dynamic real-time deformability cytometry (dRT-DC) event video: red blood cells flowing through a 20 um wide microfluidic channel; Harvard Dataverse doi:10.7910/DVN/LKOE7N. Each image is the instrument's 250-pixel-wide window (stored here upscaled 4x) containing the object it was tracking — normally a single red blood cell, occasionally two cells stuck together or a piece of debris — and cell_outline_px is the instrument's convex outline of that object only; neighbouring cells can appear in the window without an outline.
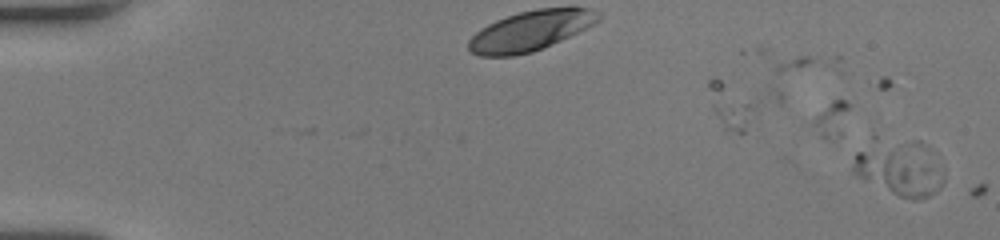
{"species": "human", "species_latin": "Homo sapiens", "temperature_condition": "room temperature", "stored_images_in_passage": 38, "camera_frame_rate_fps": 3000, "um_per_image_px": 0.085, "donor": {"sex": "female"}, "frame": {"image": 1, "passage_image": 1, "time_ms": 0.0, "image_size_px": [1000, 240], "cell_outline_px": [[944, 184], [940, 188], [928, 196], [916, 200], [912, 200], [900, 196], [864, 180], [852, 172], [852, 168], [856, 152], [864, 148], [912, 140], [920, 140], [924, 144], [944, 176]], "centroid_in_image_um": [76.5, 14.36], "position_along_channel_um": 8.5, "area_um2": 27.74}}
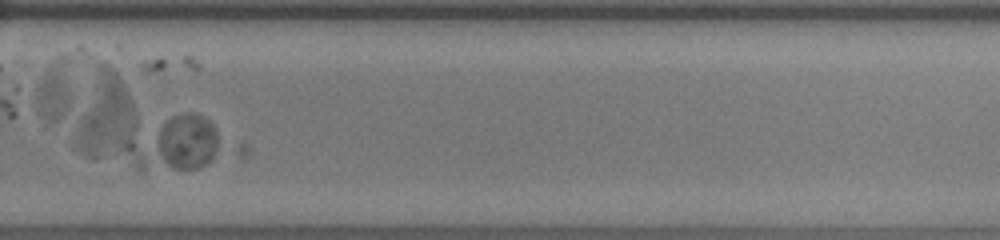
{"frame": {"image": 2, "passage_image": 33, "time_ms": 10.667, "image_size_px": [1000, 240], "cell_outline_px": [[216, 152], [204, 164], [196, 168], [172, 168], [160, 160], [160, 128], [172, 116], [188, 112], [192, 112], [208, 120], [212, 124], [216, 132]], "centroid_in_image_um": [15.91, 12.0], "position_along_channel_um": 313.9, "area_um2": 19.02}}
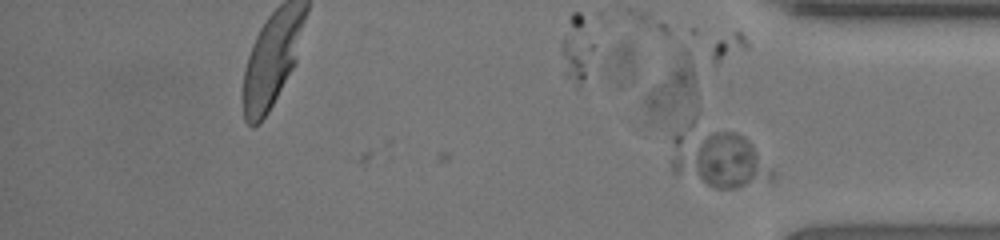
{"frame": {"image": 3, "passage_image": 38, "time_ms": 12.333, "image_size_px": [1000, 240], "cell_outline_px": [[776, 176], [772, 180], [736, 188], [716, 188], [672, 172], [672, 160], [712, 132], [736, 132], [744, 136], [752, 144], [776, 172]], "centroid_in_image_um": [61.53, 13.78], "position_along_channel_um": 373.7, "area_um2": 29.07}}